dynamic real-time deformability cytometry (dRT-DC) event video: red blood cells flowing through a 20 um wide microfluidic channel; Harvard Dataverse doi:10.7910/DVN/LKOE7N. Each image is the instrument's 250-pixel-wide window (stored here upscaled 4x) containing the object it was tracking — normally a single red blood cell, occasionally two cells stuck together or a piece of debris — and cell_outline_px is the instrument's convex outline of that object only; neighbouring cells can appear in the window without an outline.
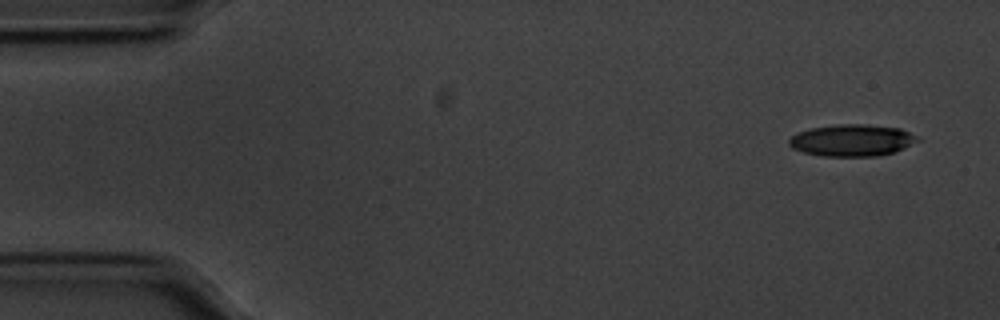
{"species": "common noctule bat (a hibernating species)", "species_latin": "Nyctalus noctula", "temperature_condition": "cold", "stored_images_in_passage": 54, "camera_frame_rate_fps": 3000, "um_per_image_px": 0.085, "animal": {"sex": "male", "body_mass_g": 20.1, "forearm_length_mm": 53.5}, "frame": {"image": 1, "passage_image": 1, "time_ms": 0.0, "image_size_px": [1000, 320], "cell_outline_px": [[920, 140], [904, 148], [892, 152], [876, 156], [820, 156], [804, 152], [792, 148], [788, 144], [788, 140], [792, 136], [800, 132], [812, 128], [836, 124], [864, 124], [900, 128], [920, 136]], "centroid_in_image_um": [72.44, 11.92], "position_along_channel_um": 12.6, "area_um2": 23.81}}
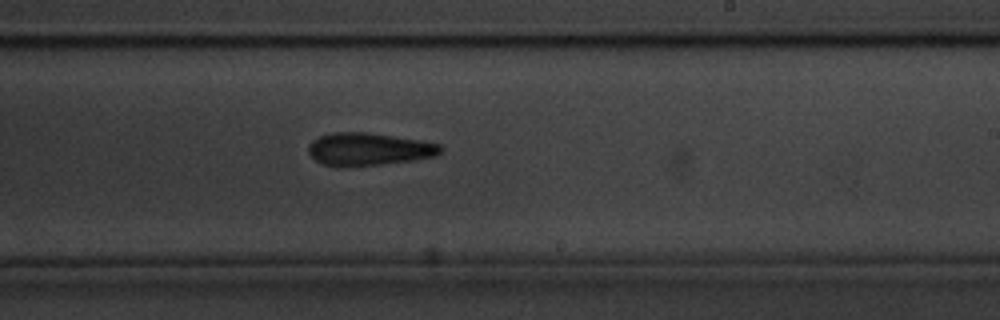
{"frame": {"image": 2, "passage_image": 31, "time_ms": 10.0, "image_size_px": [1000, 320], "cell_outline_px": [[444, 148], [436, 156], [412, 160], [348, 168], [336, 168], [324, 164], [316, 160], [308, 152], [308, 144], [312, 140], [320, 136], [332, 132], [368, 132], [420, 140], [440, 144]], "centroid_in_image_um": [31.31, 12.69], "position_along_channel_um": 257.7, "area_um2": 25.49}}
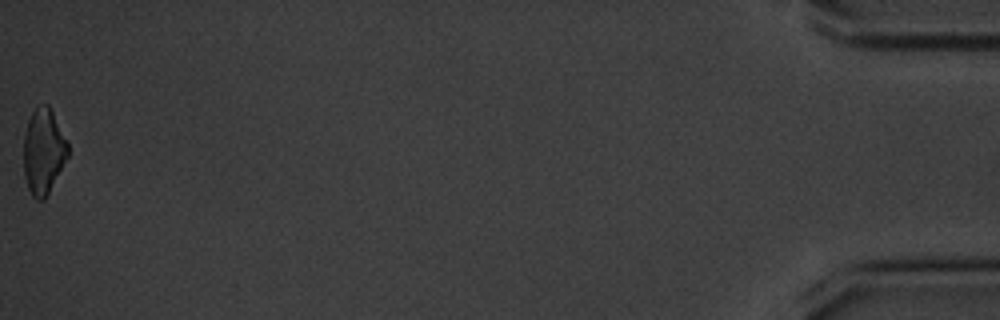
{"frame": {"image": 3, "passage_image": 54, "time_ms": 17.667, "image_size_px": [1000, 320], "cell_outline_px": [[68, 156], [44, 200], [36, 200], [32, 196], [28, 188], [24, 176], [24, 136], [28, 120], [32, 112], [36, 108], [44, 104], [48, 104], [68, 144]], "centroid_in_image_um": [3.67, 12.89], "position_along_channel_um": 431.5, "area_um2": 21.68}, "authors_computed_cell_mechanics": {"area_um2": 24.8829, "velocity_mm_per_s": 3.5495, "shape_relaxation_time_tau1_ms": 3.7242, "shape_relaxation_time_tau2_ms": 10.071, "deformation_change_tau1": 0.1155, "deformation_change_tau2": 0.2543}}